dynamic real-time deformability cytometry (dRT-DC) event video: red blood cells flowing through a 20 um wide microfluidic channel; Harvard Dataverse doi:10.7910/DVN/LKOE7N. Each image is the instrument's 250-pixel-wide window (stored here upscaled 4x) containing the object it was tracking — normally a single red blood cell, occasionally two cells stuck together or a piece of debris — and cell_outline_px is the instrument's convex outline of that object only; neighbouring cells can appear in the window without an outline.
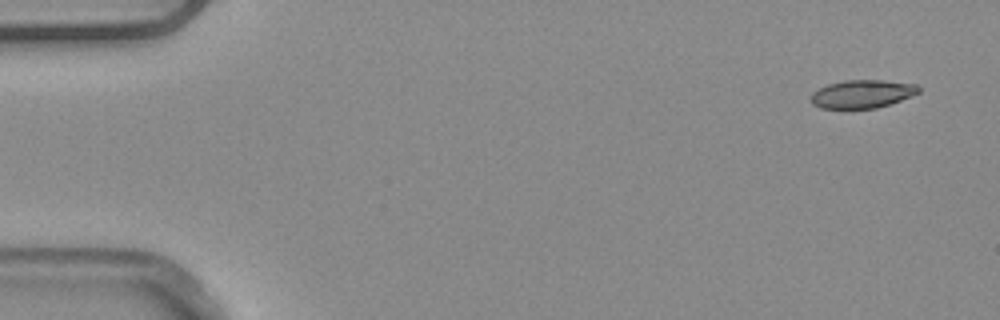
{"species": "common noctule bat (a hibernating species)", "species_latin": "Nyctalus noctula", "temperature_condition": "warm", "stored_images_in_passage": 5, "camera_frame_rate_fps": 3000, "um_per_image_px": 0.085, "animal": {"sex": "male", "body_mass_g": 20.4}, "frame": {"image": 1, "passage_image": 1, "time_ms": 0.0, "image_size_px": [1000, 320], "cell_outline_px": [[920, 92], [912, 96], [876, 108], [820, 108], [812, 104], [812, 92], [828, 84], [844, 80], [880, 80], [916, 84], [920, 88]], "centroid_in_image_um": [73.29, 7.98], "position_along_channel_um": 11.7, "area_um2": 17.51}}
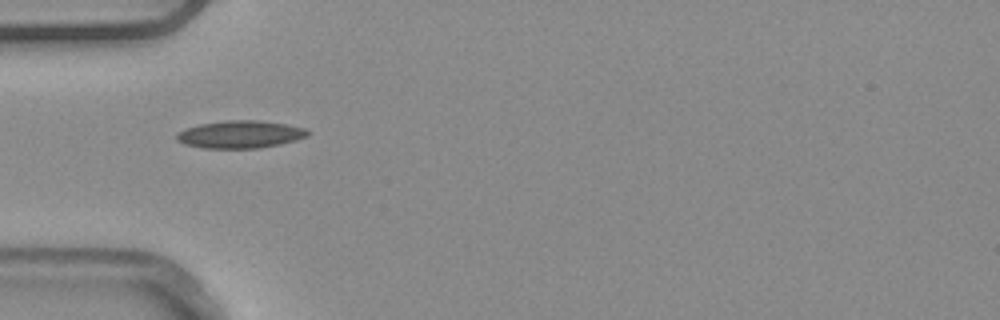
{"frame": {"image": 2, "passage_image": 5, "time_ms": 1.333, "image_size_px": [1000, 320], "cell_outline_px": [[312, 132], [308, 136], [296, 140], [280, 144], [256, 148], [200, 148], [184, 144], [176, 140], [176, 132], [200, 124], [228, 120], [256, 120], [284, 124], [304, 128]], "centroid_in_image_um": [20.41, 11.43], "position_along_channel_um": 64.6, "area_um2": 20.98}}